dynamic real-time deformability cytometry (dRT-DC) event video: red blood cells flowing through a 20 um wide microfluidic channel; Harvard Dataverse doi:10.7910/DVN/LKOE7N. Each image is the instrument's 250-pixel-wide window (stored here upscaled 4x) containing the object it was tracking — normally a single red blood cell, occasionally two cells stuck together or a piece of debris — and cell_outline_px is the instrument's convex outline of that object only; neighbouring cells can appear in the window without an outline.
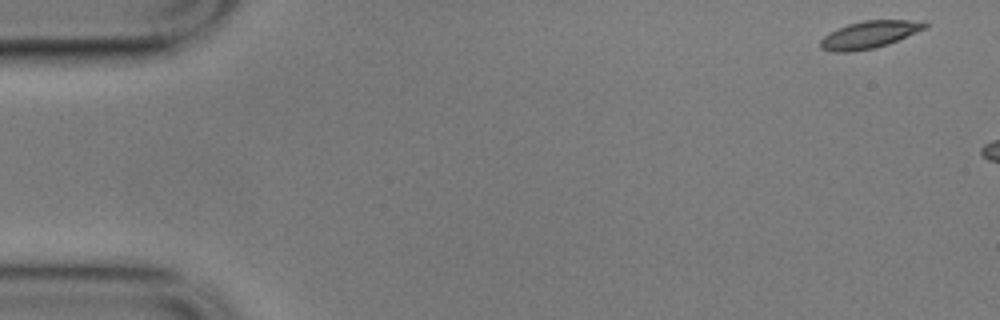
{"species": "common noctule bat (a hibernating species)", "species_latin": "Nyctalus noctula", "temperature_condition": "cold", "stored_images_in_passage": 6, "camera_frame_rate_fps": 3000, "um_per_image_px": 0.085, "animal": {"sex": "male", "body_mass_g": 17.9}, "frame": {"image": 1, "passage_image": 1, "time_ms": 0.0, "image_size_px": [1000, 320], "cell_outline_px": [[928, 28], [888, 44], [876, 48], [852, 52], [832, 52], [820, 48], [820, 40], [824, 36], [848, 24], [864, 20], [924, 20], [928, 24]], "centroid_in_image_um": [73.95, 2.95], "position_along_channel_um": 11.1, "area_um2": 16.76}}